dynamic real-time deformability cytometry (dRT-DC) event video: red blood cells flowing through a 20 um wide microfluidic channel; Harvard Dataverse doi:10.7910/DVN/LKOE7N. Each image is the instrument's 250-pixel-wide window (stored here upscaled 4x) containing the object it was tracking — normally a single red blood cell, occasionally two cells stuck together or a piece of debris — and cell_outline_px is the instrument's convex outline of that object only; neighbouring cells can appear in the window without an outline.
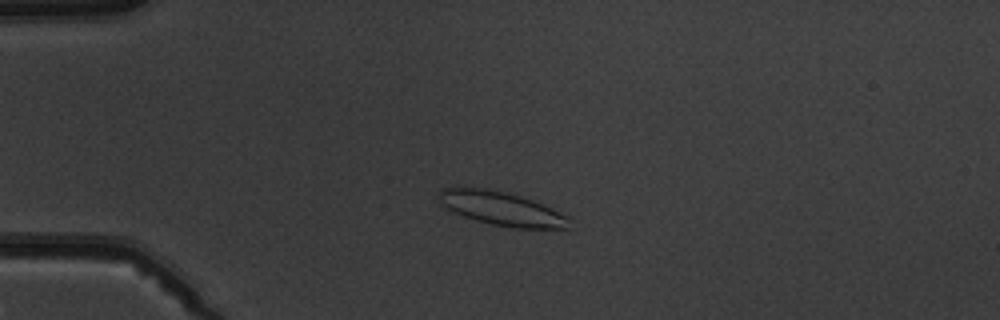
{"species": "common noctule bat (a hibernating species)", "species_latin": "Nyctalus noctula", "temperature_condition": "warm", "stored_images_in_passage": 4, "camera_frame_rate_fps": 3000, "um_per_image_px": 0.085, "animal": {"sex": "male", "body_mass_g": 19.5, "forearm_length_mm": 54.6}, "frame": {"image": 1, "passage_image": 3, "time_ms": 2.333, "image_size_px": [1000, 320], "cell_outline_px": [[568, 228], [512, 228], [492, 224], [476, 220], [452, 212], [440, 204], [440, 188], [456, 184], [464, 184], [488, 188], [508, 192], [532, 200], [552, 208], [568, 216]], "centroid_in_image_um": [42.51, 17.67], "position_along_channel_um": 42.5, "area_um2": 26.24}}